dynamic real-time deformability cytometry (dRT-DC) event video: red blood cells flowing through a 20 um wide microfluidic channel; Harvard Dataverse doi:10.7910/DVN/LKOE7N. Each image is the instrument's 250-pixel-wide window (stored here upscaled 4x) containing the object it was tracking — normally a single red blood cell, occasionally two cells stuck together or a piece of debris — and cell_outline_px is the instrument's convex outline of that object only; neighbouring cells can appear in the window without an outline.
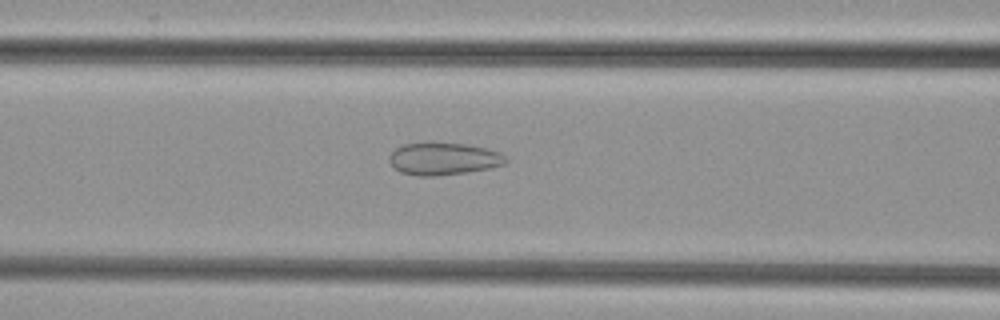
{"species": "common noctule bat (a hibernating species)", "species_latin": "Nyctalus noctula", "temperature_condition": "cold", "stored_images_in_passage": 51, "camera_frame_rate_fps": 3000, "um_per_image_px": 0.085, "animal": {"sex": "female", "body_mass_g": 29.2, "forearm_length_mm": 56.3}, "frame": {"image": 1, "passage_image": 21, "time_ms": 6.667, "image_size_px": [1000, 320], "cell_outline_px": [[508, 160], [504, 164], [488, 168], [468, 172], [432, 176], [416, 176], [400, 172], [388, 160], [388, 156], [396, 148], [404, 144], [432, 140], [468, 144], [500, 152]], "centroid_in_image_um": [37.66, 13.46], "position_along_channel_um": 128.9, "area_um2": 22.43}}
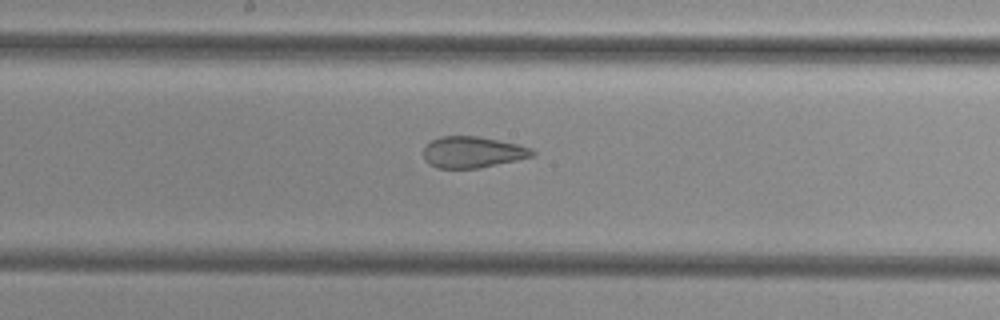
{"frame": {"image": 2, "passage_image": 27, "time_ms": 8.667, "image_size_px": [1000, 320], "cell_outline_px": [[536, 156], [480, 168], [436, 168], [428, 164], [424, 160], [424, 148], [432, 140], [440, 136], [480, 136], [516, 144], [532, 148], [536, 152]], "centroid_in_image_um": [40.19, 12.94], "position_along_channel_um": 208.0, "area_um2": 20.0}}
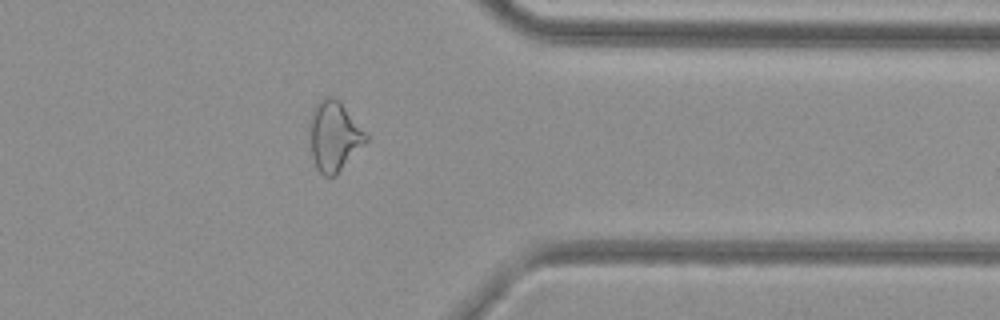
{"frame": {"image": 3, "passage_image": 41, "time_ms": 13.333, "image_size_px": [1000, 320], "cell_outline_px": [[368, 140], [336, 176], [324, 176], [316, 168], [312, 156], [308, 128], [308, 120], [312, 108], [324, 96], [332, 96], [340, 100], [368, 136]], "centroid_in_image_um": [28.36, 11.55], "position_along_channel_um": 383.0, "area_um2": 23.29}}